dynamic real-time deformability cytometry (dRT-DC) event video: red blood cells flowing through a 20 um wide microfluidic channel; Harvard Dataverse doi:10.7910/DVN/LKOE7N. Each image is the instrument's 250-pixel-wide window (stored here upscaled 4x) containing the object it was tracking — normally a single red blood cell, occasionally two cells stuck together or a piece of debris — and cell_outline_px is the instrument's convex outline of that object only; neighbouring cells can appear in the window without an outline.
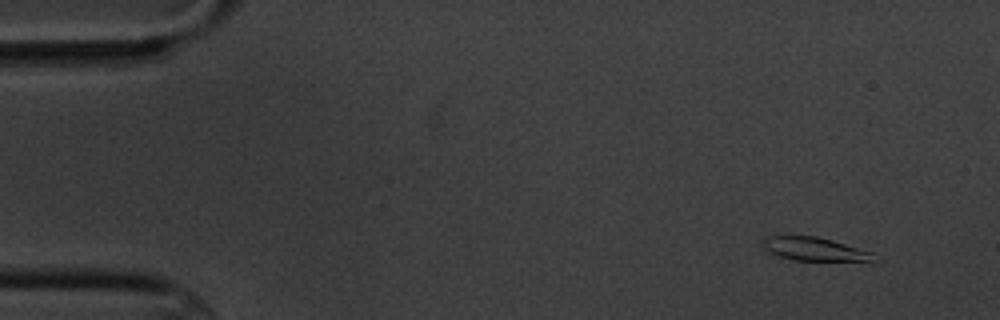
{"species": "common noctule bat (a hibernating species)", "species_latin": "Nyctalus noctula", "temperature_condition": "cold", "stored_images_in_passage": 6, "camera_frame_rate_fps": 3000, "um_per_image_px": 0.085, "animal": {"sex": "male", "body_mass_g": 20.1, "forearm_length_mm": 53.5}, "frame": {"image": 1, "passage_image": 2, "time_ms": 1.333, "image_size_px": [1000, 320], "cell_outline_px": [[884, 260], [872, 264], [792, 260], [780, 256], [764, 248], [764, 236], [816, 236], [832, 240], [872, 252]], "centroid_in_image_um": [69.53, 21.25], "position_along_channel_um": 15.5, "area_um2": 16.18}}
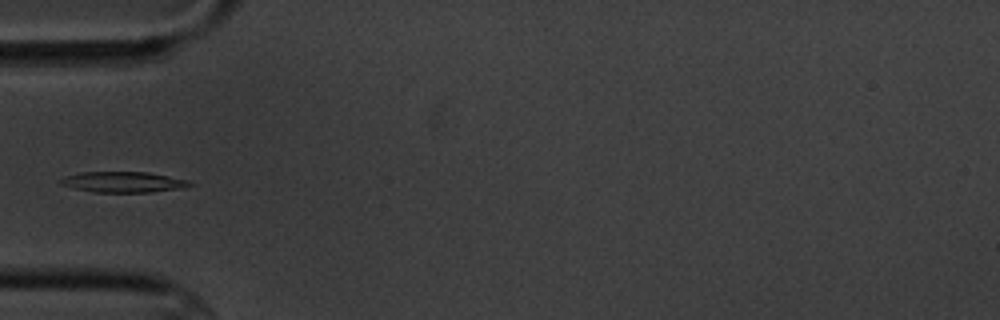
{"frame": {"image": 2, "passage_image": 6, "time_ms": 6.0, "image_size_px": [1000, 320], "cell_outline_px": [[196, 184], [184, 188], [152, 192], [92, 192], [60, 184], [60, 180], [64, 176], [80, 172], [148, 172], [188, 180]], "centroid_in_image_um": [10.52, 15.47], "position_along_channel_um": 74.5, "area_um2": 15.61}}